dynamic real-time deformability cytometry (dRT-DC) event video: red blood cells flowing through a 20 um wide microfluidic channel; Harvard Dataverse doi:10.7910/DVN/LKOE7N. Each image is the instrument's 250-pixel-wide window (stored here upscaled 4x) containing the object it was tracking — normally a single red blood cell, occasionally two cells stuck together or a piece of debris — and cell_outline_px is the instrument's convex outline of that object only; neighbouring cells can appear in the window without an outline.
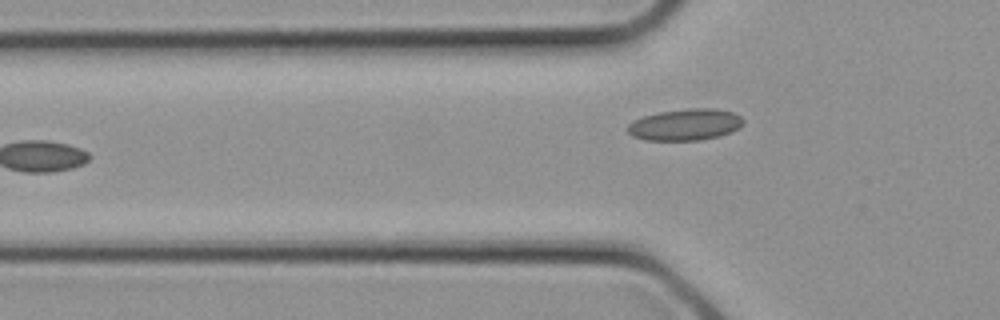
{"species": "common noctule bat (a hibernating species)", "species_latin": "Nyctalus noctula", "temperature_condition": "cold", "stored_images_in_passage": 11, "camera_frame_rate_fps": 3000, "um_per_image_px": 0.085, "animal": {"sex": "female", "body_mass_g": 21.9}, "frame": {"image": 1, "passage_image": 11, "time_ms": 3.333, "image_size_px": [1000, 320], "cell_outline_px": [[744, 120], [740, 128], [732, 132], [720, 136], [700, 140], [644, 140], [632, 136], [628, 132], [628, 124], [632, 120], [644, 116], [660, 112], [688, 108], [716, 108], [732, 112], [740, 116]], "centroid_in_image_um": [58.26, 10.59], "position_along_channel_um": 67.5, "area_um2": 21.39}}